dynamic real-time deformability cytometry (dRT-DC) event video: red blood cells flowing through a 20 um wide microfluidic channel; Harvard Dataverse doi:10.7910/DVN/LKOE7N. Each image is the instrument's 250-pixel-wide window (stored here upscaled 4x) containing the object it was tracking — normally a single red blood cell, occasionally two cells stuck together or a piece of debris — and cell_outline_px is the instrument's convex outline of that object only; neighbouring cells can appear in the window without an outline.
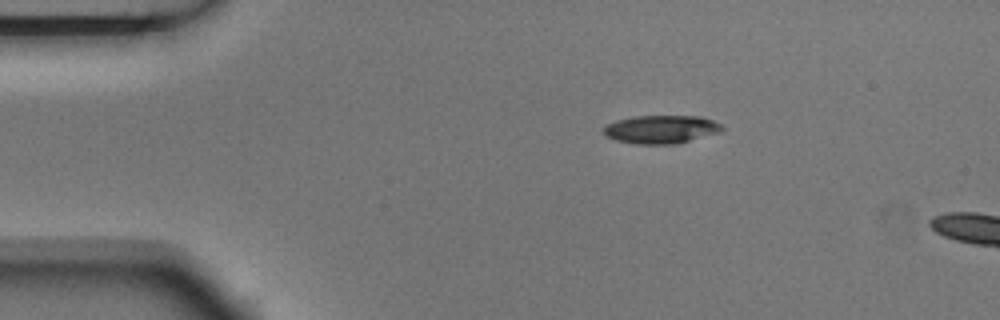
{"species": "Egyptian fruit bat (a non-hibernating species)", "species_latin": "Rousettus aegyptiacus", "temperature_condition": "room temperature", "stored_images_in_passage": 2, "camera_frame_rate_fps": 3000, "um_per_image_px": 0.085, "animal": {"sex": "male"}, "frame": {"image": 1, "passage_image": 2, "time_ms": 0.333, "image_size_px": [1000, 320], "cell_outline_px": [[724, 128], [720, 132], [676, 144], [636, 144], [616, 140], [608, 136], [604, 132], [604, 128], [608, 124], [616, 120], [632, 116], [700, 116], [712, 120], [720, 124]], "centroid_in_image_um": [56.21, 10.99], "position_along_channel_um": 28.8, "area_um2": 19.36}}